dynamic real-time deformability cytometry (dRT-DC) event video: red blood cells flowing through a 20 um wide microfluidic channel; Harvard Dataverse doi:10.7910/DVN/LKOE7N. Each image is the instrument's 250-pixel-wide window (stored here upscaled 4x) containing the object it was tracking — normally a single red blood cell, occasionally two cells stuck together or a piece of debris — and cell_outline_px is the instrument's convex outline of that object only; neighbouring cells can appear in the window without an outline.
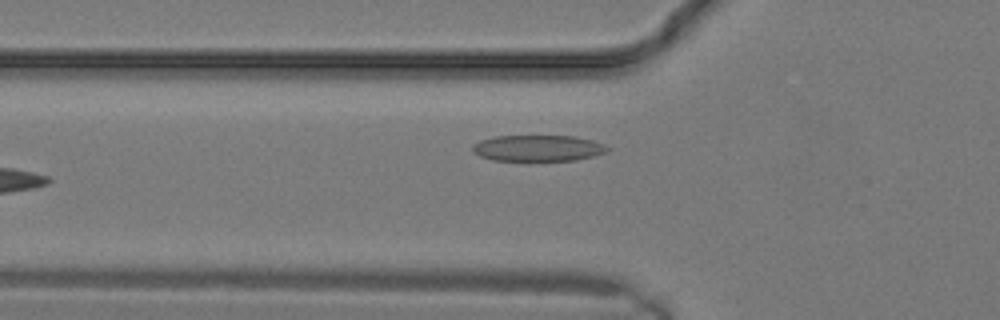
{"species": "common noctule bat (a hibernating species)", "species_latin": "Nyctalus noctula", "temperature_condition": "warm", "stored_images_in_passage": 5, "camera_frame_rate_fps": 3000, "um_per_image_px": 0.085, "animal": {"sex": "male", "body_mass_g": 19.2, "forearm_length_mm": 51.8}, "frame": {"image": 1, "passage_image": 5, "time_ms": 1.333, "image_size_px": [1000, 320], "cell_outline_px": [[612, 148], [604, 152], [592, 156], [576, 160], [492, 160], [480, 156], [472, 152], [472, 144], [480, 140], [492, 136], [572, 136], [592, 140]], "centroid_in_image_um": [45.67, 12.58], "position_along_channel_um": 80.1, "area_um2": 20.46}}